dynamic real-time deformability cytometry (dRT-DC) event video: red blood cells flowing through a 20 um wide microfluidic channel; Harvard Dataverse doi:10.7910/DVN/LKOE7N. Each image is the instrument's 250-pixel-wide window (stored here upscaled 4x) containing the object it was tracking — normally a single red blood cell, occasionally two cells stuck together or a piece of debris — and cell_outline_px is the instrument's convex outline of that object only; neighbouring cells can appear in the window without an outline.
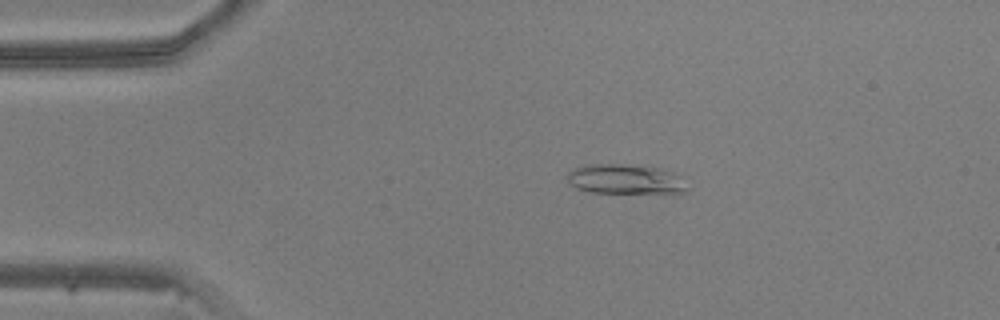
{"species": "common noctule bat (a hibernating species)", "species_latin": "Nyctalus noctula", "temperature_condition": "warm", "stored_images_in_passage": 48, "camera_frame_rate_fps": 3000, "um_per_image_px": 0.085, "animal": {"sex": "male", "body_mass_g": 20.5, "forearm_length_mm": 52.5}, "frame": {"image": 1, "passage_image": 9, "time_ms": 2.667, "image_size_px": [1000, 320], "cell_outline_px": [[688, 188], [684, 192], [588, 192], [576, 188], [568, 184], [568, 172], [576, 168], [588, 164], [620, 164], [660, 168], [684, 176]], "centroid_in_image_um": [53.16, 15.22], "position_along_channel_um": 31.8, "area_um2": 20.69}}
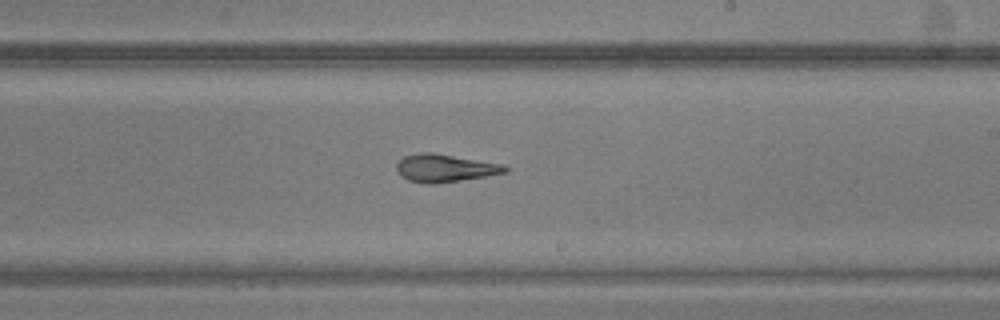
{"frame": {"image": 2, "passage_image": 28, "time_ms": 9.0, "image_size_px": [1000, 320], "cell_outline_px": [[508, 172], [460, 180], [432, 184], [424, 184], [408, 180], [400, 176], [396, 172], [396, 164], [404, 156], [420, 152], [432, 152], [504, 164], [508, 168]], "centroid_in_image_um": [37.78, 14.28], "position_along_channel_um": 251.2, "area_um2": 17.63}}
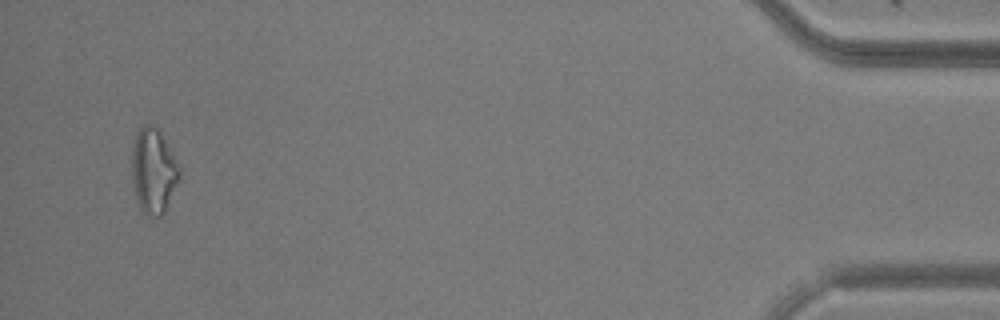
{"frame": {"image": 3, "passage_image": 46, "time_ms": 15.0, "image_size_px": [1000, 320], "cell_outline_px": [[180, 176], [164, 212], [160, 216], [156, 216], [140, 212], [132, 180], [132, 148], [136, 132], [144, 124], [148, 124], [156, 128], [160, 132], [180, 164]], "centroid_in_image_um": [13.04, 14.51], "position_along_channel_um": 422.2, "area_um2": 23.47}}